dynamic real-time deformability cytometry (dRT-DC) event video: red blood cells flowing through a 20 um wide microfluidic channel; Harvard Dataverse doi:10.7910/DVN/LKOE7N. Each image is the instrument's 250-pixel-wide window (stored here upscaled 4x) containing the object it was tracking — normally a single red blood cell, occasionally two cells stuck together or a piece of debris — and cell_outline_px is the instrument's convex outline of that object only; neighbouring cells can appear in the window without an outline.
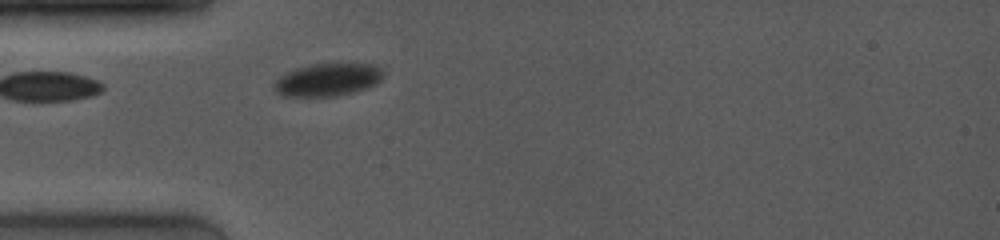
{"species": "common noctule bat (a hibernating species)", "species_latin": "Nyctalus noctula", "temperature_condition": "room temperature", "stored_images_in_passage": 4, "camera_frame_rate_fps": 4000, "um_per_image_px": 0.085, "animal": {"sex": "female", "body_mass_g": 19.0, "forearm_length_mm": 53.3}, "frame": {"image": 1, "passage_image": 1, "time_ms": 0.0, "image_size_px": [1000, 240], "cell_outline_px": [[384, 76], [376, 84], [356, 92], [336, 96], [280, 96], [276, 92], [272, 84], [280, 76], [296, 68], [316, 64], [376, 64], [384, 72]], "centroid_in_image_um": [27.87, 6.79], "position_along_channel_um": 57.1, "area_um2": 20.87}}